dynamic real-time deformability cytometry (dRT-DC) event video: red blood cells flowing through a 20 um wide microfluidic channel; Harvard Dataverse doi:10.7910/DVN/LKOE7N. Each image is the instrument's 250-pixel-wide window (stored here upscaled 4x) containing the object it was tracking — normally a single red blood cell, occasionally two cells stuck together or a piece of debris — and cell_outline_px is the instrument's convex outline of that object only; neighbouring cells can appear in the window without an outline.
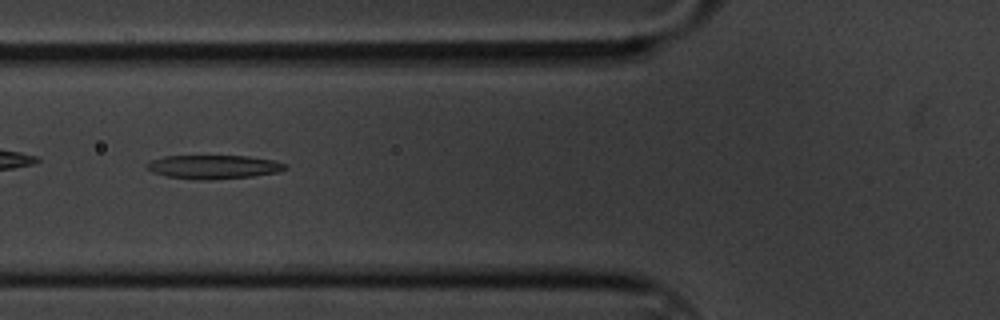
{"species": "common noctule bat (a hibernating species)", "species_latin": "Nyctalus noctula", "temperature_condition": "cold", "stored_images_in_passage": 43, "camera_frame_rate_fps": 3000, "um_per_image_px": 0.085, "animal": {"sex": "male", "body_mass_g": 20.1, "forearm_length_mm": 53.5}, "frame": {"image": 1, "passage_image": 5, "time_ms": 1.333, "image_size_px": [1000, 320], "cell_outline_px": [[288, 168], [280, 172], [252, 176], [212, 180], [200, 180], [168, 176], [152, 172], [144, 164], [152, 160], [164, 156], [248, 156], [272, 160], [288, 164]], "centroid_in_image_um": [18.19, 14.19], "position_along_channel_um": 107.6, "area_um2": 19.19}}
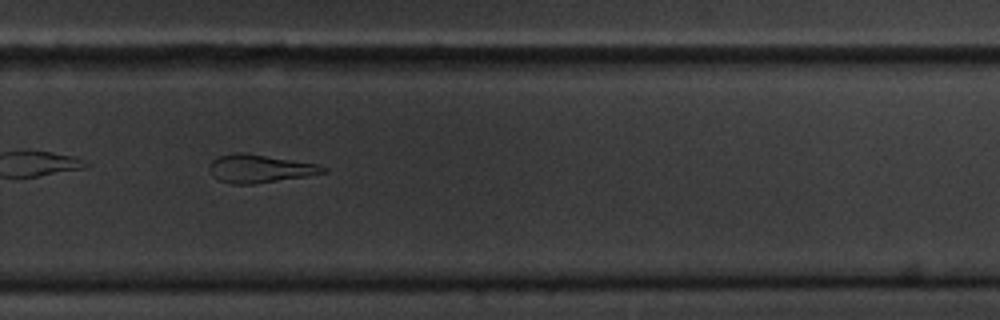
{"frame": {"image": 2, "passage_image": 23, "time_ms": 7.333, "image_size_px": [1000, 320], "cell_outline_px": [[328, 172], [308, 176], [252, 184], [232, 184], [220, 180], [212, 176], [208, 168], [208, 164], [212, 160], [220, 156], [232, 152], [244, 152], [316, 164], [328, 168]], "centroid_in_image_um": [22.05, 14.33], "position_along_channel_um": 307.7, "area_um2": 18.67}}
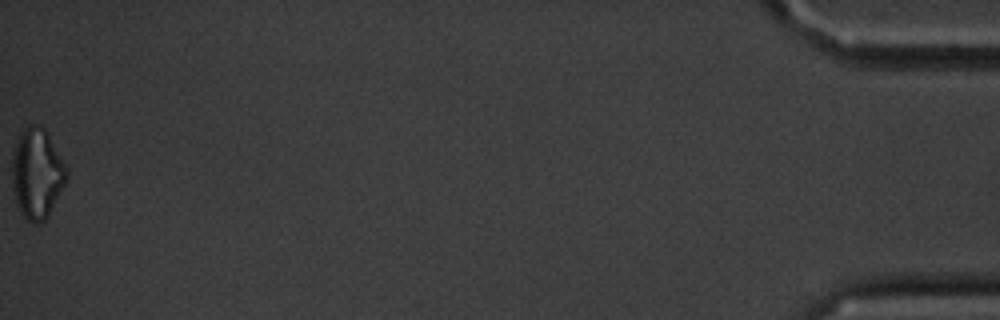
{"frame": {"image": 3, "passage_image": 43, "time_ms": 14.0, "image_size_px": [1000, 320], "cell_outline_px": [[68, 176], [48, 216], [44, 220], [36, 224], [32, 224], [24, 220], [16, 204], [12, 188], [12, 152], [20, 132], [24, 128], [32, 124], [36, 124], [44, 128], [48, 132], [68, 168]], "centroid_in_image_um": [3.13, 14.75], "position_along_channel_um": 432.1, "area_um2": 29.13}}